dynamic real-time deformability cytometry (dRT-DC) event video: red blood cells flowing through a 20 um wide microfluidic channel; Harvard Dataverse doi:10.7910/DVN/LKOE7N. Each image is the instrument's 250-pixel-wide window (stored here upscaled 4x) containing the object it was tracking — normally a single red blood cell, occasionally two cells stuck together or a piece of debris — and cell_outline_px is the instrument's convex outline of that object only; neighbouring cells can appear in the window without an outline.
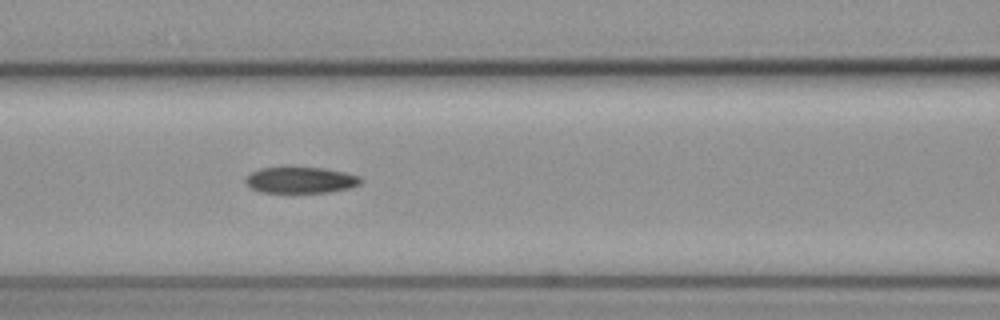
{"species": "common noctule bat (a hibernating species)", "species_latin": "Nyctalus noctula", "temperature_condition": "cold", "stored_images_in_passage": 7, "camera_frame_rate_fps": 3000, "um_per_image_px": 0.085, "animal": {"sex": "female", "body_mass_g": 19.3, "forearm_length_mm": 54.1}, "frame": {"image": 1, "passage_image": 7, "time_ms": 2.0, "image_size_px": [1000, 320], "cell_outline_px": [[364, 180], [360, 184], [348, 188], [328, 192], [260, 192], [252, 188], [244, 180], [252, 172], [260, 168], [324, 168], [344, 172], [360, 176]], "centroid_in_image_um": [25.59, 15.31], "position_along_channel_um": 141.0, "area_um2": 17.28}}